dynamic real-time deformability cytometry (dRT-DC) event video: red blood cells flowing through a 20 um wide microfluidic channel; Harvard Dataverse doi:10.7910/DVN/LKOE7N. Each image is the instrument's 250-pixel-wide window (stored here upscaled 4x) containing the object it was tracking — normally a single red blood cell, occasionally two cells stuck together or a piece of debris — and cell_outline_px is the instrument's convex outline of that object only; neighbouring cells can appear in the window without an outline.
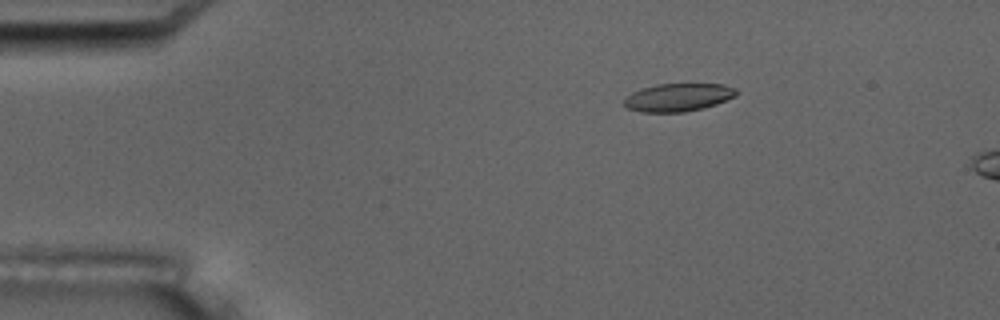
{"species": "common noctule bat (a hibernating species)", "species_latin": "Nyctalus noctula", "temperature_condition": "room temperature", "stored_images_in_passage": 5, "camera_frame_rate_fps": 3000, "um_per_image_px": 0.085, "animal": {"sex": "male", "body_mass_g": 17.5, "forearm_length_mm": 52.3}, "frame": {"image": 1, "passage_image": 3, "time_ms": 2.0, "image_size_px": [1000, 320], "cell_outline_px": [[736, 96], [716, 104], [704, 108], [684, 112], [640, 112], [628, 108], [624, 104], [624, 100], [632, 92], [656, 84], [724, 84], [736, 88]], "centroid_in_image_um": [57.66, 8.28], "position_along_channel_um": 27.3, "area_um2": 18.21}}